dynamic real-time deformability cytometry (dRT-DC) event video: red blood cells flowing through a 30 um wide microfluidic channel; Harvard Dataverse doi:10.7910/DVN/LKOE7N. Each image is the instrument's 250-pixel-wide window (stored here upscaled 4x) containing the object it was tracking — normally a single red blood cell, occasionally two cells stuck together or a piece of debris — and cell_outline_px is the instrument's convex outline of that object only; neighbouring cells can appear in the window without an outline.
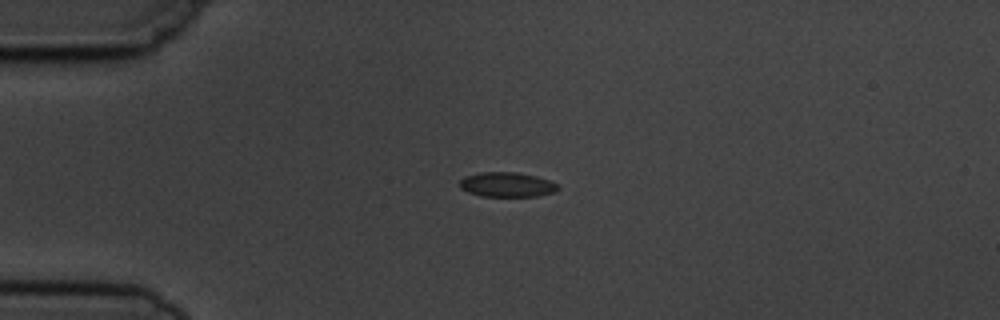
{"species": "common noctule bat (a hibernating species)", "species_latin": "Nyctalus noctula", "temperature_condition": "cold", "stored_images_in_passage": 2, "camera_frame_rate_fps": 3000, "um_per_image_px": 0.085, "animal": {"sex": "male", "body_mass_g": 19.5, "forearm_length_mm": 54.6}, "frame": {"image": 1, "passage_image": 1, "time_ms": 0.0, "image_size_px": [1000, 320], "cell_outline_px": [[560, 188], [556, 192], [536, 196], [480, 196], [468, 192], [460, 188], [460, 180], [464, 176], [480, 172], [516, 172], [536, 176], [548, 180], [556, 184]], "centroid_in_image_um": [43.08, 15.69], "position_along_channel_um": 41.9, "area_um2": 14.16}}